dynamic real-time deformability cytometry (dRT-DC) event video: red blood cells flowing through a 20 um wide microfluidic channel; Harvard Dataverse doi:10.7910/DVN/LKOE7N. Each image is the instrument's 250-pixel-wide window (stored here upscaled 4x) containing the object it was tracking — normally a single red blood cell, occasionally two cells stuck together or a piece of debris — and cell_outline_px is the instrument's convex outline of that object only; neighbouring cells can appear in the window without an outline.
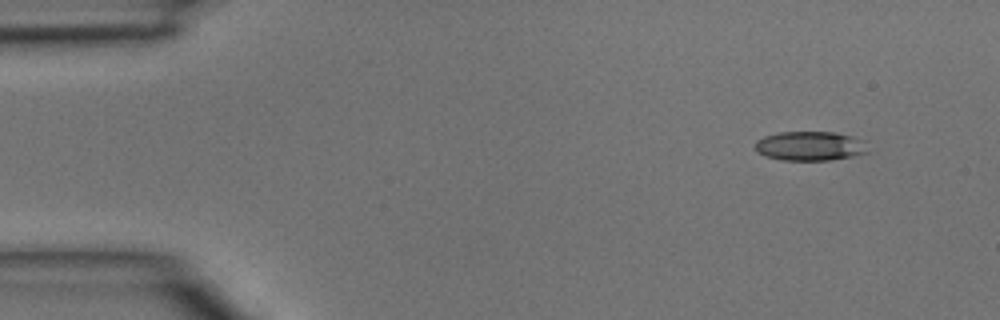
{"species": "common noctule bat (a hibernating species)", "species_latin": "Nyctalus noctula", "temperature_condition": "room temperature", "stored_images_in_passage": 4, "camera_frame_rate_fps": 3000, "um_per_image_px": 0.085, "animal": {"sex": "male", "body_mass_g": 15.6}, "frame": {"image": 1, "passage_image": 1, "time_ms": 0.0, "image_size_px": [1000, 320], "cell_outline_px": [[868, 152], [852, 156], [832, 160], [784, 160], [764, 156], [756, 152], [756, 140], [764, 136], [780, 132], [836, 132], [868, 140]], "centroid_in_image_um": [68.9, 12.4], "position_along_channel_um": 16.1, "area_um2": 19.54}}
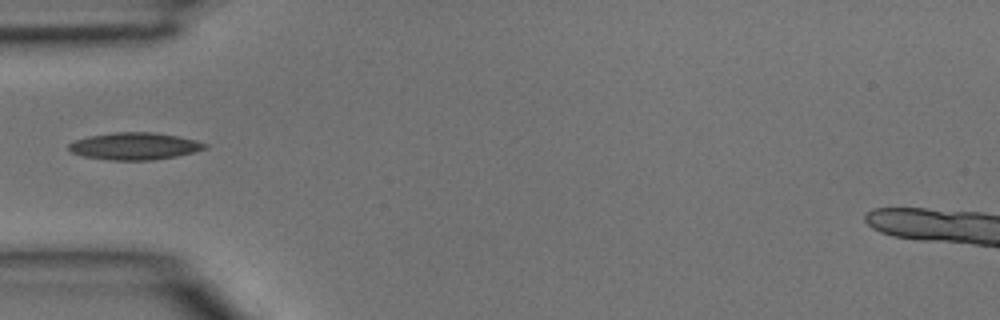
{"frame": {"image": 2, "passage_image": 4, "time_ms": 1.0, "image_size_px": [1000, 320], "cell_outline_px": [[208, 148], [176, 156], [152, 160], [112, 160], [84, 156], [72, 152], [68, 148], [68, 144], [76, 140], [88, 136], [112, 132], [156, 132], [196, 140], [208, 144]], "centroid_in_image_um": [11.45, 12.41], "position_along_channel_um": 73.6, "area_um2": 21.44}}